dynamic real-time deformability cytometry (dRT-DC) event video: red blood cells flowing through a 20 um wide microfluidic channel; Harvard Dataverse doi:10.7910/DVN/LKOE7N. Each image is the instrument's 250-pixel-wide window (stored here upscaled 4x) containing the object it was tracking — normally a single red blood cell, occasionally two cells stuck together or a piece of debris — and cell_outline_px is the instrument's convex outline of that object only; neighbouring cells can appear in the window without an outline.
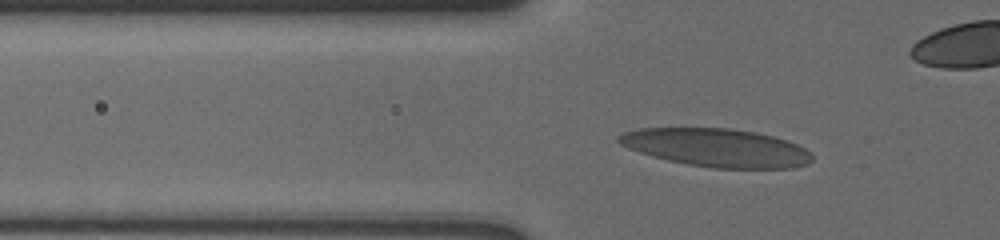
{"species": "human", "species_latin": "Homo sapiens", "temperature_condition": "cold", "stored_images_in_passage": 36, "camera_frame_rate_fps": 3000, "um_per_image_px": 0.085, "donor": {"sex": "male"}, "frame": {"image": 1, "passage_image": 4, "time_ms": 1.0, "image_size_px": [1000, 240], "cell_outline_px": [[812, 160], [808, 164], [792, 168], [712, 168], [688, 164], [668, 160], [652, 156], [628, 148], [620, 144], [616, 140], [616, 136], [624, 132], [640, 128], [732, 128], [756, 132], [772, 136], [796, 144], [804, 148], [812, 156]], "centroid_in_image_um": [60.88, 12.55], "position_along_channel_um": 64.9, "area_um2": 42.95}}
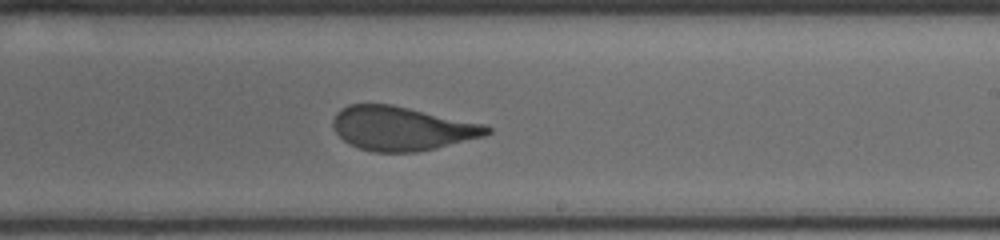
{"frame": {"image": 2, "passage_image": 21, "time_ms": 6.333, "image_size_px": [1000, 240], "cell_outline_px": [[492, 132], [484, 136], [436, 148], [416, 152], [372, 152], [348, 144], [336, 132], [332, 124], [332, 120], [336, 112], [340, 108], [348, 104], [392, 104], [484, 124], [492, 128]], "centroid_in_image_um": [34.13, 10.91], "position_along_channel_um": 254.9, "area_um2": 39.54}}
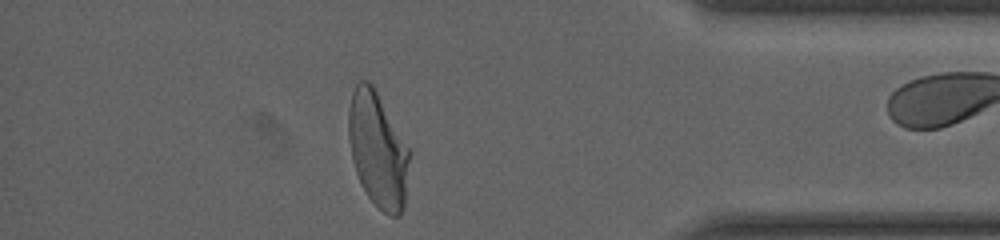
{"frame": {"image": 3, "passage_image": 31, "time_ms": 11.0, "image_size_px": [1000, 240], "cell_outline_px": [[412, 152], [404, 208], [400, 216], [388, 216], [368, 196], [356, 172], [352, 156], [348, 136], [348, 108], [352, 92], [356, 84], [360, 80], [368, 80], [372, 84]], "centroid_in_image_um": [32.14, 12.73], "position_along_channel_um": 403.1, "area_um2": 41.04}, "authors_computed_cell_mechanics": {"area_um2": 41.038, "velocity_mm_per_s": 3.6994, "shape_relaxation_time_tau1_ms": 7.305, "shape_relaxation_time_tau2_ms": 0.8049, "deformation_change_tau1": 0.21, "deformation_change_tau2": 0.0827}}